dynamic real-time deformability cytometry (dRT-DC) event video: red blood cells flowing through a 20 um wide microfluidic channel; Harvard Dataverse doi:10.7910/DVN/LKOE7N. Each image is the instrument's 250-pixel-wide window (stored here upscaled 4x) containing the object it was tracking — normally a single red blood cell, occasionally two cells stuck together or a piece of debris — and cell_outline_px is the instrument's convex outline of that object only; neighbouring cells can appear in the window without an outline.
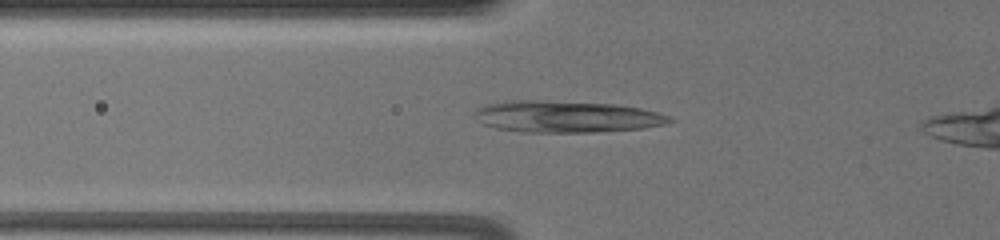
{"species": "common noctule bat (a hibernating species)", "species_latin": "Nyctalus noctula", "temperature_condition": "warm", "stored_images_in_passage": 27, "camera_frame_rate_fps": 3000, "um_per_image_px": 0.085, "animal": {"sex": "female", "body_mass_g": 19.5, "forearm_length_mm": 54.1}, "frame": {"image": 1, "passage_image": 6, "time_ms": 1.667, "image_size_px": [1000, 240], "cell_outline_px": [[676, 120], [664, 124], [644, 128], [592, 132], [524, 132], [496, 128], [484, 124], [472, 116], [480, 108], [488, 104], [516, 100], [536, 100], [612, 104], [640, 108], [656, 112], [668, 116]], "centroid_in_image_um": [48.16, 9.92], "position_along_channel_um": 77.6, "area_um2": 35.55}}
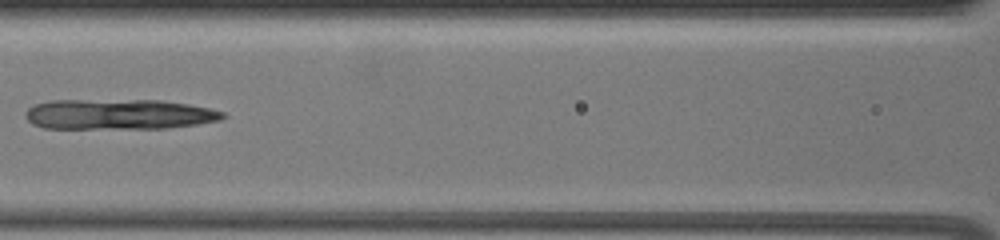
{"frame": {"image": 2, "passage_image": 12, "time_ms": 3.667, "image_size_px": [1000, 240], "cell_outline_px": [[228, 116], [216, 120], [196, 124], [168, 128], [44, 128], [32, 124], [24, 116], [28, 108], [36, 104], [52, 100], [160, 100], [188, 104], [208, 108], [224, 112]], "centroid_in_image_um": [10.07, 9.71], "position_along_channel_um": 156.5, "area_um2": 34.74}}
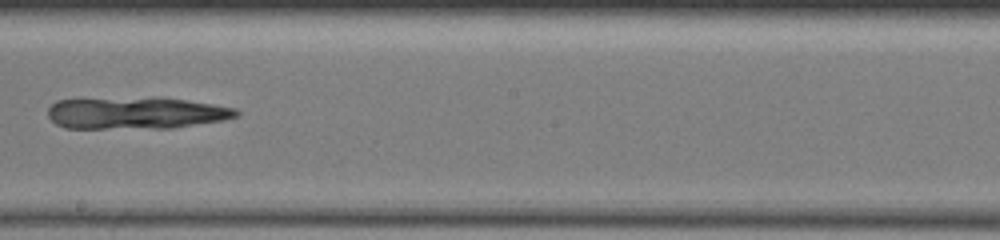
{"frame": {"image": 3, "passage_image": 17, "time_ms": 5.333, "image_size_px": [1000, 240], "cell_outline_px": [[240, 112], [236, 116], [224, 120], [172, 128], [64, 128], [56, 124], [48, 116], [48, 108], [56, 100], [152, 96], [160, 96], [212, 104], [236, 108]], "centroid_in_image_um": [11.55, 9.59], "position_along_channel_um": 236.6, "area_um2": 35.55}}